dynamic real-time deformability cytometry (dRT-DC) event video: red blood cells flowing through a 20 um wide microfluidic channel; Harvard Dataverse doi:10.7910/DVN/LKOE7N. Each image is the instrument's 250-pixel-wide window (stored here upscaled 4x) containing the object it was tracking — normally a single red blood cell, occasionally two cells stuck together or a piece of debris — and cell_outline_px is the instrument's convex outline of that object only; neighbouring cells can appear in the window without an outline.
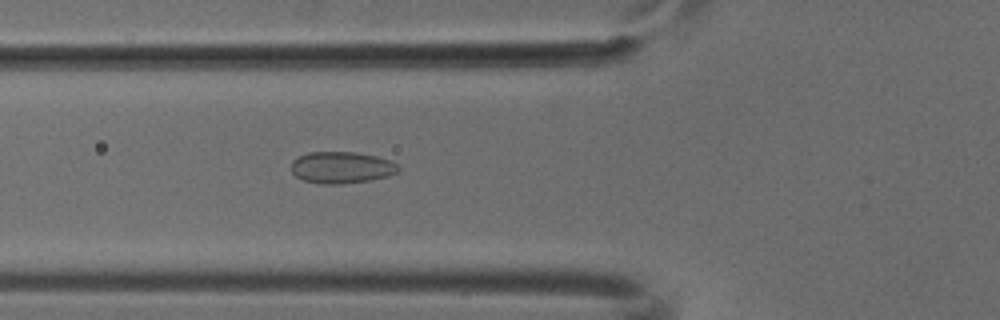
{"species": "common noctule bat (a hibernating species)", "species_latin": "Nyctalus noctula", "temperature_condition": "cold", "stored_images_in_passage": 6, "camera_frame_rate_fps": 3000, "um_per_image_px": 0.085, "animal": {"sex": "male", "body_mass_g": 18.8}, "frame": {"image": 1, "passage_image": 6, "time_ms": 1.667, "image_size_px": [1000, 320], "cell_outline_px": [[400, 172], [388, 176], [372, 180], [340, 184], [324, 184], [304, 180], [296, 176], [292, 172], [292, 160], [308, 152], [356, 152], [376, 156], [388, 160], [396, 164], [400, 168]], "centroid_in_image_um": [29.05, 14.24], "position_along_channel_um": 96.7, "area_um2": 19.77}}